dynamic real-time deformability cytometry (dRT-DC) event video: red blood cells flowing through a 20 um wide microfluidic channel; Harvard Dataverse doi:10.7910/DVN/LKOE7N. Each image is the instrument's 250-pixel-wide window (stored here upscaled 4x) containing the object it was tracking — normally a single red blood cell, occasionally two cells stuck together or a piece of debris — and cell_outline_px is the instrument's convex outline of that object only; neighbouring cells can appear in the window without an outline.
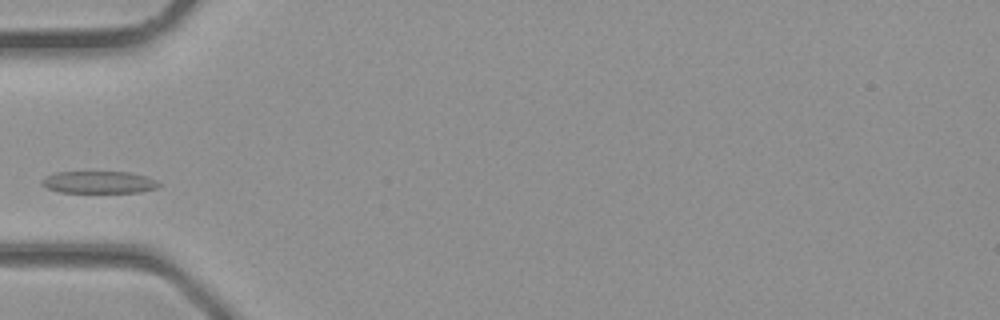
{"species": "common noctule bat (a hibernating species)", "species_latin": "Nyctalus noctula", "temperature_condition": "room temperature", "stored_images_in_passage": 2, "camera_frame_rate_fps": 3000, "um_per_image_px": 0.085, "animal": {"sex": "male", "body_mass_g": 23.1, "forearm_length_mm": 52.7}, "frame": {"image": 1, "passage_image": 2, "time_ms": 0.333, "image_size_px": [1000, 320], "cell_outline_px": [[160, 184], [156, 188], [140, 192], [60, 192], [48, 188], [40, 184], [40, 180], [44, 176], [56, 172], [128, 172], [144, 176], [156, 180]], "centroid_in_image_um": [8.35, 15.48], "position_along_channel_um": 76.7, "area_um2": 15.03}}